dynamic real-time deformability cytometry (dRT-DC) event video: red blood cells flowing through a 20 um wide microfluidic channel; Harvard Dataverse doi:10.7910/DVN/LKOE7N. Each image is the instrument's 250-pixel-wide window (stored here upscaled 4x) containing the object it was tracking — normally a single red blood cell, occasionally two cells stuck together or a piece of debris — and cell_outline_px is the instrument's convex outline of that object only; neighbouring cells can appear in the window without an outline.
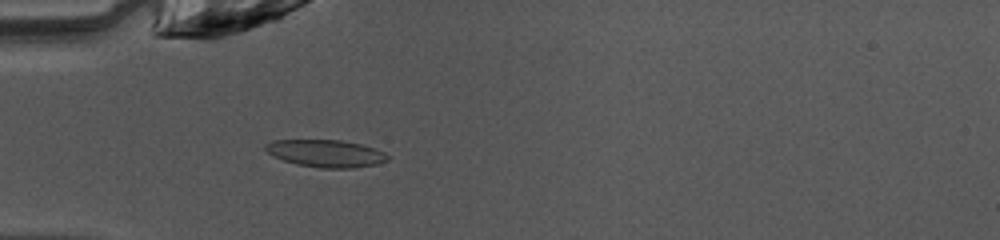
{"species": "common noctule bat (a hibernating species)", "species_latin": "Nyctalus noctula", "temperature_condition": "warm", "stored_images_in_passage": 31, "camera_frame_rate_fps": 3000, "um_per_image_px": 0.085, "animal": {"sex": "female", "body_mass_g": 10.0, "forearm_length_mm": 53.1}, "frame": {"image": 1, "passage_image": 1, "time_ms": 0.0, "image_size_px": [1000, 240], "cell_outline_px": [[388, 160], [376, 164], [352, 168], [320, 168], [296, 164], [272, 156], [264, 148], [264, 144], [272, 140], [340, 140], [360, 144], [384, 152], [388, 156]], "centroid_in_image_um": [27.65, 13.04], "position_along_channel_um": 57.3, "area_um2": 19.36}}
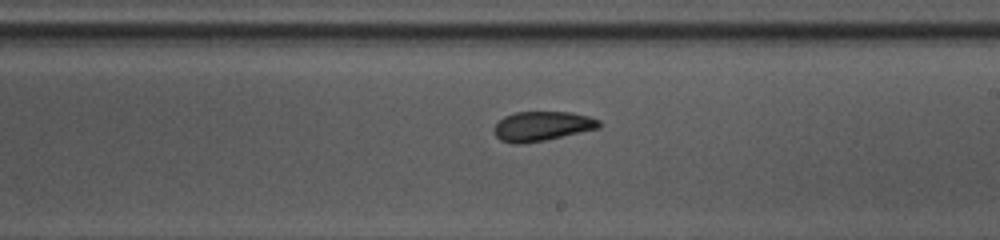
{"frame": {"image": 2, "passage_image": 15, "time_ms": 4.667, "image_size_px": [1000, 240], "cell_outline_px": [[600, 128], [544, 140], [524, 144], [512, 144], [500, 140], [496, 136], [492, 128], [504, 116], [516, 112], [572, 112], [588, 116], [600, 120]], "centroid_in_image_um": [46.05, 10.73], "position_along_channel_um": 242.9, "area_um2": 18.15}}
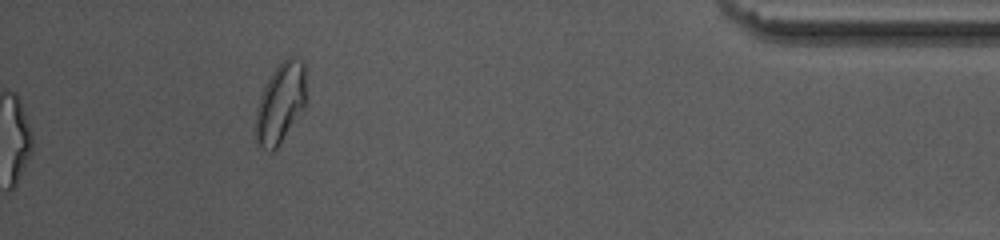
{"frame": {"image": 3, "passage_image": 31, "time_ms": 10.0, "image_size_px": [1000, 240], "cell_outline_px": [[304, 104], [280, 144], [272, 152], [268, 152], [256, 144], [256, 108], [260, 96], [272, 72], [288, 56], [296, 56], [304, 60]], "centroid_in_image_um": [23.8, 8.76], "position_along_channel_um": 411.4, "area_um2": 23.06}, "authors_computed_cell_mechanics": {"area_um2": 18.0914, "velocity_mm_per_s": 4.0669, "shape_relaxation_time_tau1_ms": 9.4615, "shape_relaxation_time_tau2_ms": 1.748, "deformation_change_tau1": 0.2144, "deformation_change_tau2": 0.0716}}